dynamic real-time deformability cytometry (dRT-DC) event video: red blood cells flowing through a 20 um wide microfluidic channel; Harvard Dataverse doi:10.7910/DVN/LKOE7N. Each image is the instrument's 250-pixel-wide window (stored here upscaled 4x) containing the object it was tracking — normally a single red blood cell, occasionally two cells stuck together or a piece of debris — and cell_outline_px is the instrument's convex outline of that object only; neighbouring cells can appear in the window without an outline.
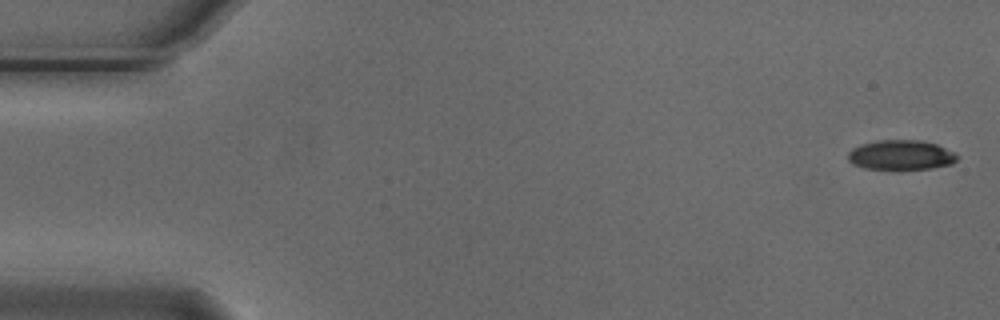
{"species": "Egyptian fruit bat (a non-hibernating species)", "species_latin": "Rousettus aegyptiacus", "temperature_condition": "cold", "stored_images_in_passage": 5, "camera_frame_rate_fps": 3000, "um_per_image_px": 0.085, "animal": {"sex": "male"}, "frame": {"image": 1, "passage_image": 1, "time_ms": 0.0, "image_size_px": [1000, 320], "cell_outline_px": [[960, 156], [952, 164], [932, 168], [900, 172], [896, 172], [864, 168], [852, 164], [848, 160], [848, 152], [852, 148], [860, 144], [880, 140], [920, 140], [936, 144], [956, 152]], "centroid_in_image_um": [76.58, 13.22], "position_along_channel_um": 8.4, "area_um2": 19.88}}
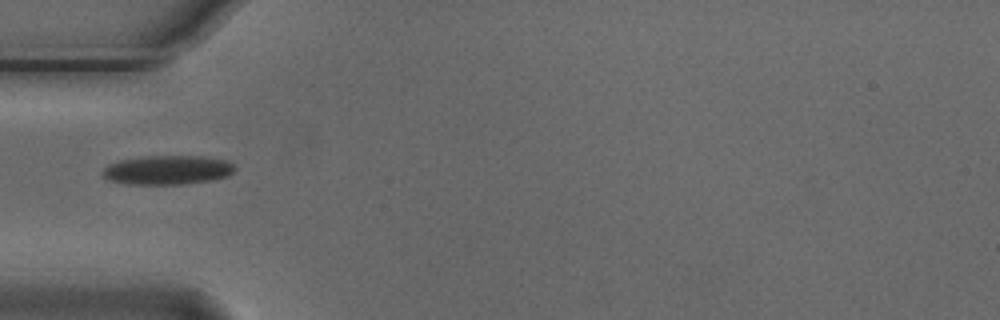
{"frame": {"image": 2, "passage_image": 5, "time_ms": 1.333, "image_size_px": [1000, 320], "cell_outline_px": [[236, 168], [228, 176], [212, 180], [184, 184], [128, 184], [108, 180], [100, 172], [108, 164], [120, 160], [144, 156], [204, 156], [228, 160]], "centroid_in_image_um": [14.24, 14.44], "position_along_channel_um": 70.8, "area_um2": 22.6}}